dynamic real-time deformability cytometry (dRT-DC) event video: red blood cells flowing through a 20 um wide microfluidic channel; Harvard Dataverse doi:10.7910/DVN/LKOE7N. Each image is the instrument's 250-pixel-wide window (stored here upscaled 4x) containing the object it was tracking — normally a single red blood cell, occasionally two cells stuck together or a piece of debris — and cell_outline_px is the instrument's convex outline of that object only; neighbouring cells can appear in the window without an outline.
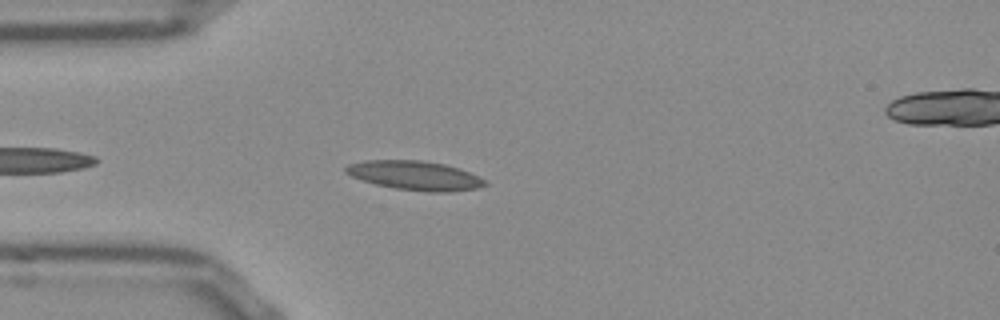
{"species": "Egyptian fruit bat (a non-hibernating species)", "species_latin": "Rousettus aegyptiacus", "temperature_condition": "room temperature", "stored_images_in_passage": 19, "camera_frame_rate_fps": 3000, "um_per_image_px": 0.085, "frame": {"image": 1, "passage_image": 4, "time_ms": 1.0, "image_size_px": [1000, 320], "cell_outline_px": [[488, 184], [480, 188], [452, 192], [428, 192], [396, 188], [376, 184], [352, 176], [344, 172], [344, 168], [348, 164], [364, 160], [424, 160], [444, 164], [460, 168], [488, 180]], "centroid_in_image_um": [35.33, 14.91], "position_along_channel_um": 49.7, "area_um2": 23.87}}
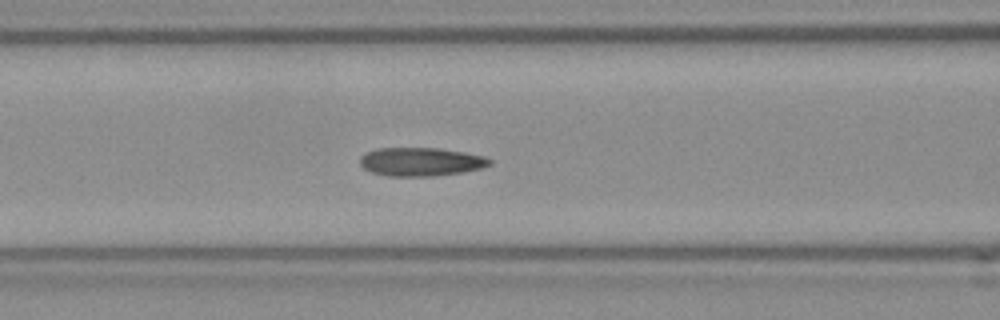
{"frame": {"image": 2, "passage_image": 11, "time_ms": 3.333, "image_size_px": [1000, 320], "cell_outline_px": [[492, 164], [480, 168], [460, 172], [432, 176], [388, 176], [372, 172], [364, 168], [360, 164], [360, 156], [376, 148], [436, 148], [464, 152], [484, 156], [492, 160]], "centroid_in_image_um": [35.76, 13.74], "position_along_channel_um": 130.8, "area_um2": 21.39}}
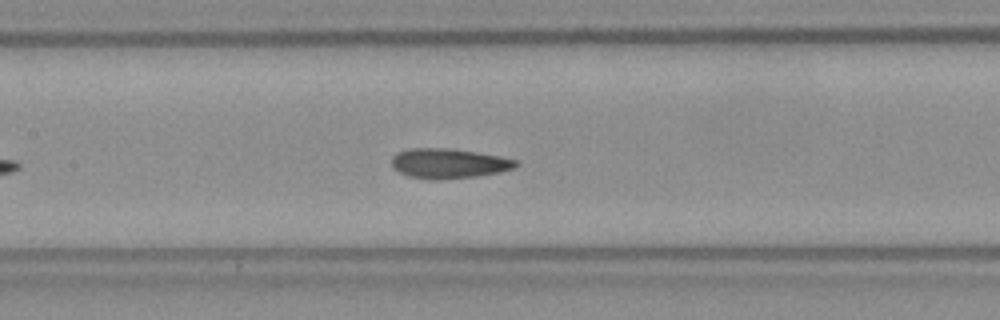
{"frame": {"image": 3, "passage_image": 14, "time_ms": 4.333, "image_size_px": [1000, 320], "cell_outline_px": [[520, 164], [516, 168], [500, 172], [476, 176], [440, 180], [432, 180], [408, 176], [392, 168], [392, 156], [396, 152], [408, 148], [452, 148], [500, 156], [520, 160]], "centroid_in_image_um": [38.16, 13.89], "position_along_channel_um": 169.2, "area_um2": 22.02}}